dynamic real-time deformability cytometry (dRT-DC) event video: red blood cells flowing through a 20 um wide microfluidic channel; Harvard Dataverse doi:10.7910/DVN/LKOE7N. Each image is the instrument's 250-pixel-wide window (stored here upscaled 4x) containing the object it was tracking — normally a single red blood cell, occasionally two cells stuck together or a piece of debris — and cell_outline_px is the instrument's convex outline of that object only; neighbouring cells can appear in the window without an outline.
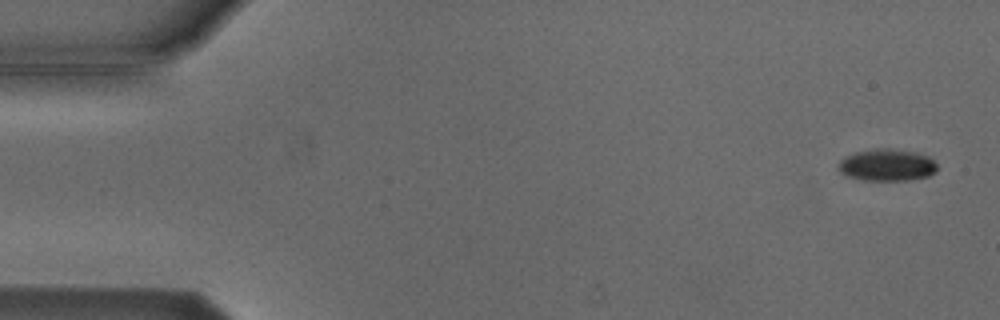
{"species": "Egyptian fruit bat (a non-hibernating species)", "species_latin": "Rousettus aegyptiacus", "temperature_condition": "cold", "stored_images_in_passage": 6, "segment_of_instrument_passage": [1, 2], "camera_frame_rate_fps": 3000, "um_per_image_px": 0.085, "animal": {"sex": "male"}, "frame": {"image": 1, "passage_image": 1, "time_ms": 0.0, "image_size_px": [1000, 320], "cell_outline_px": [[936, 172], [928, 176], [908, 180], [860, 180], [848, 176], [840, 172], [836, 168], [840, 160], [844, 156], [856, 152], [876, 148], [888, 148], [916, 152], [928, 156], [936, 164]], "centroid_in_image_um": [75.35, 14.02], "position_along_channel_um": 9.6, "area_um2": 18.5}}
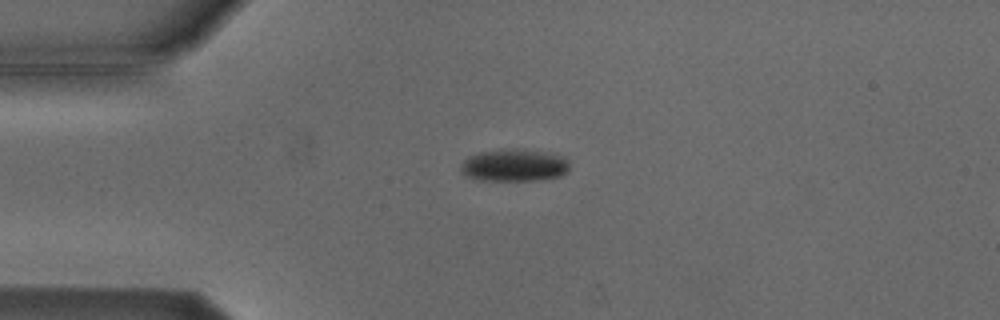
{"frame": {"image": 2, "passage_image": 4, "time_ms": 3.667, "image_size_px": [1000, 320], "cell_outline_px": [[568, 172], [560, 176], [536, 180], [480, 180], [468, 176], [460, 172], [460, 164], [468, 156], [480, 152], [512, 148], [540, 152], [564, 156], [568, 160]], "centroid_in_image_um": [43.68, 14.05], "position_along_channel_um": 41.3, "area_um2": 20.35}}